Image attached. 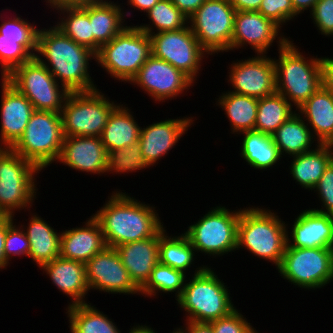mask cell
I'll use <instances>...</instances> for the list:
<instances>
[{
    "label": "cell",
    "mask_w": 333,
    "mask_h": 333,
    "mask_svg": "<svg viewBox=\"0 0 333 333\" xmlns=\"http://www.w3.org/2000/svg\"><path fill=\"white\" fill-rule=\"evenodd\" d=\"M27 225L19 224L29 242V258L39 269L60 255L61 232H57L37 213H31Z\"/></svg>",
    "instance_id": "83f0119b"
},
{
    "label": "cell",
    "mask_w": 333,
    "mask_h": 333,
    "mask_svg": "<svg viewBox=\"0 0 333 333\" xmlns=\"http://www.w3.org/2000/svg\"><path fill=\"white\" fill-rule=\"evenodd\" d=\"M186 17H191L206 0H170Z\"/></svg>",
    "instance_id": "f907efd6"
},
{
    "label": "cell",
    "mask_w": 333,
    "mask_h": 333,
    "mask_svg": "<svg viewBox=\"0 0 333 333\" xmlns=\"http://www.w3.org/2000/svg\"><path fill=\"white\" fill-rule=\"evenodd\" d=\"M107 149L101 137L64 136L60 155L55 163L85 174H106Z\"/></svg>",
    "instance_id": "44dd1931"
},
{
    "label": "cell",
    "mask_w": 333,
    "mask_h": 333,
    "mask_svg": "<svg viewBox=\"0 0 333 333\" xmlns=\"http://www.w3.org/2000/svg\"><path fill=\"white\" fill-rule=\"evenodd\" d=\"M111 0H104L99 3L89 4V18L93 33V52L96 54L100 47L107 44L118 35L126 26L127 17L132 14L128 7Z\"/></svg>",
    "instance_id": "484cf974"
},
{
    "label": "cell",
    "mask_w": 333,
    "mask_h": 333,
    "mask_svg": "<svg viewBox=\"0 0 333 333\" xmlns=\"http://www.w3.org/2000/svg\"><path fill=\"white\" fill-rule=\"evenodd\" d=\"M216 98V106L225 111L230 124V133L238 136L240 133L255 130L258 98L241 95L231 91H223ZM238 134V135H236Z\"/></svg>",
    "instance_id": "4dcf8cb0"
},
{
    "label": "cell",
    "mask_w": 333,
    "mask_h": 333,
    "mask_svg": "<svg viewBox=\"0 0 333 333\" xmlns=\"http://www.w3.org/2000/svg\"><path fill=\"white\" fill-rule=\"evenodd\" d=\"M297 112L319 144L333 142V93L321 86Z\"/></svg>",
    "instance_id": "4316f807"
},
{
    "label": "cell",
    "mask_w": 333,
    "mask_h": 333,
    "mask_svg": "<svg viewBox=\"0 0 333 333\" xmlns=\"http://www.w3.org/2000/svg\"><path fill=\"white\" fill-rule=\"evenodd\" d=\"M118 105L99 88L70 92L61 111L63 135L100 137L110 114Z\"/></svg>",
    "instance_id": "30bf717a"
},
{
    "label": "cell",
    "mask_w": 333,
    "mask_h": 333,
    "mask_svg": "<svg viewBox=\"0 0 333 333\" xmlns=\"http://www.w3.org/2000/svg\"><path fill=\"white\" fill-rule=\"evenodd\" d=\"M124 104L120 102L112 111L100 136L107 152L131 146L139 140L141 126L136 121L134 112Z\"/></svg>",
    "instance_id": "f546056e"
},
{
    "label": "cell",
    "mask_w": 333,
    "mask_h": 333,
    "mask_svg": "<svg viewBox=\"0 0 333 333\" xmlns=\"http://www.w3.org/2000/svg\"><path fill=\"white\" fill-rule=\"evenodd\" d=\"M40 270L43 274L46 273L59 292L70 297L71 301L67 306L88 303L86 298L90 291L85 263L58 256L44 264Z\"/></svg>",
    "instance_id": "d4e9b609"
},
{
    "label": "cell",
    "mask_w": 333,
    "mask_h": 333,
    "mask_svg": "<svg viewBox=\"0 0 333 333\" xmlns=\"http://www.w3.org/2000/svg\"><path fill=\"white\" fill-rule=\"evenodd\" d=\"M149 36L154 57L167 61L197 83L196 80L200 78L203 70L202 62L209 54L200 46L189 25L179 30L158 32Z\"/></svg>",
    "instance_id": "5bb4252c"
},
{
    "label": "cell",
    "mask_w": 333,
    "mask_h": 333,
    "mask_svg": "<svg viewBox=\"0 0 333 333\" xmlns=\"http://www.w3.org/2000/svg\"><path fill=\"white\" fill-rule=\"evenodd\" d=\"M35 110L61 113L70 92L36 57L15 68L6 78Z\"/></svg>",
    "instance_id": "7c38bea8"
},
{
    "label": "cell",
    "mask_w": 333,
    "mask_h": 333,
    "mask_svg": "<svg viewBox=\"0 0 333 333\" xmlns=\"http://www.w3.org/2000/svg\"><path fill=\"white\" fill-rule=\"evenodd\" d=\"M241 135L243 138L239 155L252 169L266 171L281 164L282 157L272 135L256 130L240 133L239 136Z\"/></svg>",
    "instance_id": "1f68e13d"
},
{
    "label": "cell",
    "mask_w": 333,
    "mask_h": 333,
    "mask_svg": "<svg viewBox=\"0 0 333 333\" xmlns=\"http://www.w3.org/2000/svg\"><path fill=\"white\" fill-rule=\"evenodd\" d=\"M5 216V214L0 210V220Z\"/></svg>",
    "instance_id": "94428289"
},
{
    "label": "cell",
    "mask_w": 333,
    "mask_h": 333,
    "mask_svg": "<svg viewBox=\"0 0 333 333\" xmlns=\"http://www.w3.org/2000/svg\"><path fill=\"white\" fill-rule=\"evenodd\" d=\"M317 1L318 0H291L294 10V19H296L298 15L304 14L305 11L308 13L309 10V13H311Z\"/></svg>",
    "instance_id": "f5cc1de1"
},
{
    "label": "cell",
    "mask_w": 333,
    "mask_h": 333,
    "mask_svg": "<svg viewBox=\"0 0 333 333\" xmlns=\"http://www.w3.org/2000/svg\"><path fill=\"white\" fill-rule=\"evenodd\" d=\"M278 275L296 288L317 290L333 281V248H295L286 245Z\"/></svg>",
    "instance_id": "8fae6325"
},
{
    "label": "cell",
    "mask_w": 333,
    "mask_h": 333,
    "mask_svg": "<svg viewBox=\"0 0 333 333\" xmlns=\"http://www.w3.org/2000/svg\"><path fill=\"white\" fill-rule=\"evenodd\" d=\"M187 277L184 272L159 262L153 268L147 282L140 288V296L150 299L156 298L161 293L166 295L174 293L177 300L182 294Z\"/></svg>",
    "instance_id": "74e56055"
},
{
    "label": "cell",
    "mask_w": 333,
    "mask_h": 333,
    "mask_svg": "<svg viewBox=\"0 0 333 333\" xmlns=\"http://www.w3.org/2000/svg\"><path fill=\"white\" fill-rule=\"evenodd\" d=\"M281 29L280 26L271 19L264 17L259 11H236L231 51L235 52V50L241 48L246 49L249 45L255 55L267 54L271 48L270 46L275 42L278 44L276 50L281 49L292 39L286 37Z\"/></svg>",
    "instance_id": "e0dca14e"
},
{
    "label": "cell",
    "mask_w": 333,
    "mask_h": 333,
    "mask_svg": "<svg viewBox=\"0 0 333 333\" xmlns=\"http://www.w3.org/2000/svg\"><path fill=\"white\" fill-rule=\"evenodd\" d=\"M150 167L145 162L141 146L137 142L131 146L115 149L107 152L106 173L107 174H129Z\"/></svg>",
    "instance_id": "60d3db41"
},
{
    "label": "cell",
    "mask_w": 333,
    "mask_h": 333,
    "mask_svg": "<svg viewBox=\"0 0 333 333\" xmlns=\"http://www.w3.org/2000/svg\"><path fill=\"white\" fill-rule=\"evenodd\" d=\"M313 193L316 192L320 207L310 208L319 213H325L333 215V166L331 163L325 169L324 174L319 179L316 186L313 188Z\"/></svg>",
    "instance_id": "bcb514c9"
},
{
    "label": "cell",
    "mask_w": 333,
    "mask_h": 333,
    "mask_svg": "<svg viewBox=\"0 0 333 333\" xmlns=\"http://www.w3.org/2000/svg\"><path fill=\"white\" fill-rule=\"evenodd\" d=\"M194 83L183 71L151 55L129 84L137 85L155 103H163L183 97Z\"/></svg>",
    "instance_id": "9a60e30c"
},
{
    "label": "cell",
    "mask_w": 333,
    "mask_h": 333,
    "mask_svg": "<svg viewBox=\"0 0 333 333\" xmlns=\"http://www.w3.org/2000/svg\"><path fill=\"white\" fill-rule=\"evenodd\" d=\"M37 39L1 38L0 34V74L6 78L15 68L35 57Z\"/></svg>",
    "instance_id": "ab89813d"
},
{
    "label": "cell",
    "mask_w": 333,
    "mask_h": 333,
    "mask_svg": "<svg viewBox=\"0 0 333 333\" xmlns=\"http://www.w3.org/2000/svg\"><path fill=\"white\" fill-rule=\"evenodd\" d=\"M209 323L214 333H256L258 331L237 308L229 315Z\"/></svg>",
    "instance_id": "ee69618b"
},
{
    "label": "cell",
    "mask_w": 333,
    "mask_h": 333,
    "mask_svg": "<svg viewBox=\"0 0 333 333\" xmlns=\"http://www.w3.org/2000/svg\"><path fill=\"white\" fill-rule=\"evenodd\" d=\"M250 206L240 213L237 250L246 249L260 260L273 263L277 269L286 249L290 224L268 207Z\"/></svg>",
    "instance_id": "3957f363"
},
{
    "label": "cell",
    "mask_w": 333,
    "mask_h": 333,
    "mask_svg": "<svg viewBox=\"0 0 333 333\" xmlns=\"http://www.w3.org/2000/svg\"><path fill=\"white\" fill-rule=\"evenodd\" d=\"M235 11H258L262 0H229Z\"/></svg>",
    "instance_id": "db71d44e"
},
{
    "label": "cell",
    "mask_w": 333,
    "mask_h": 333,
    "mask_svg": "<svg viewBox=\"0 0 333 333\" xmlns=\"http://www.w3.org/2000/svg\"><path fill=\"white\" fill-rule=\"evenodd\" d=\"M13 222L7 229V234L4 242V252L7 263L10 266L11 259L16 256H26L29 258L30 242L20 225Z\"/></svg>",
    "instance_id": "7bdbcfd3"
},
{
    "label": "cell",
    "mask_w": 333,
    "mask_h": 333,
    "mask_svg": "<svg viewBox=\"0 0 333 333\" xmlns=\"http://www.w3.org/2000/svg\"><path fill=\"white\" fill-rule=\"evenodd\" d=\"M144 15L149 19V24L141 23L136 26L148 35L179 30L188 26V17L170 0H159L153 8Z\"/></svg>",
    "instance_id": "f35d334b"
},
{
    "label": "cell",
    "mask_w": 333,
    "mask_h": 333,
    "mask_svg": "<svg viewBox=\"0 0 333 333\" xmlns=\"http://www.w3.org/2000/svg\"><path fill=\"white\" fill-rule=\"evenodd\" d=\"M132 327L131 329H129V333H157V331H155L152 327H150V325H143L141 323V325L138 324H134V326H130Z\"/></svg>",
    "instance_id": "6f0895ef"
},
{
    "label": "cell",
    "mask_w": 333,
    "mask_h": 333,
    "mask_svg": "<svg viewBox=\"0 0 333 333\" xmlns=\"http://www.w3.org/2000/svg\"><path fill=\"white\" fill-rule=\"evenodd\" d=\"M296 217L289 228L291 232L287 230L289 247L333 248V215L319 213L309 207Z\"/></svg>",
    "instance_id": "7402d4cb"
},
{
    "label": "cell",
    "mask_w": 333,
    "mask_h": 333,
    "mask_svg": "<svg viewBox=\"0 0 333 333\" xmlns=\"http://www.w3.org/2000/svg\"><path fill=\"white\" fill-rule=\"evenodd\" d=\"M174 330L171 332L170 330V333H184V331L180 328V327H176V328H173Z\"/></svg>",
    "instance_id": "91938a15"
},
{
    "label": "cell",
    "mask_w": 333,
    "mask_h": 333,
    "mask_svg": "<svg viewBox=\"0 0 333 333\" xmlns=\"http://www.w3.org/2000/svg\"><path fill=\"white\" fill-rule=\"evenodd\" d=\"M211 267L206 266L200 273L187 278L182 294L176 300L181 312H185L184 321L209 323L236 309L229 287Z\"/></svg>",
    "instance_id": "5b68a950"
},
{
    "label": "cell",
    "mask_w": 333,
    "mask_h": 333,
    "mask_svg": "<svg viewBox=\"0 0 333 333\" xmlns=\"http://www.w3.org/2000/svg\"><path fill=\"white\" fill-rule=\"evenodd\" d=\"M4 147L0 144V152H1V150L3 149Z\"/></svg>",
    "instance_id": "6125c7cd"
},
{
    "label": "cell",
    "mask_w": 333,
    "mask_h": 333,
    "mask_svg": "<svg viewBox=\"0 0 333 333\" xmlns=\"http://www.w3.org/2000/svg\"><path fill=\"white\" fill-rule=\"evenodd\" d=\"M55 14L60 13L55 26L77 44L93 51V33L89 18V4L79 6L50 7ZM57 11V12H56Z\"/></svg>",
    "instance_id": "e575fe53"
},
{
    "label": "cell",
    "mask_w": 333,
    "mask_h": 333,
    "mask_svg": "<svg viewBox=\"0 0 333 333\" xmlns=\"http://www.w3.org/2000/svg\"><path fill=\"white\" fill-rule=\"evenodd\" d=\"M272 139L282 158H291L312 151L319 145L298 112L293 114L272 134Z\"/></svg>",
    "instance_id": "f1b7e54d"
},
{
    "label": "cell",
    "mask_w": 333,
    "mask_h": 333,
    "mask_svg": "<svg viewBox=\"0 0 333 333\" xmlns=\"http://www.w3.org/2000/svg\"><path fill=\"white\" fill-rule=\"evenodd\" d=\"M289 174L293 181L304 190L312 192L325 169L330 164V151L327 144H319L314 150L292 156Z\"/></svg>",
    "instance_id": "d6a6232c"
},
{
    "label": "cell",
    "mask_w": 333,
    "mask_h": 333,
    "mask_svg": "<svg viewBox=\"0 0 333 333\" xmlns=\"http://www.w3.org/2000/svg\"><path fill=\"white\" fill-rule=\"evenodd\" d=\"M104 0H44L46 7H57V6H81L84 4L99 3Z\"/></svg>",
    "instance_id": "11a10c76"
},
{
    "label": "cell",
    "mask_w": 333,
    "mask_h": 333,
    "mask_svg": "<svg viewBox=\"0 0 333 333\" xmlns=\"http://www.w3.org/2000/svg\"><path fill=\"white\" fill-rule=\"evenodd\" d=\"M258 11L281 28L288 22L294 21L291 0H262Z\"/></svg>",
    "instance_id": "f6af8a7d"
},
{
    "label": "cell",
    "mask_w": 333,
    "mask_h": 333,
    "mask_svg": "<svg viewBox=\"0 0 333 333\" xmlns=\"http://www.w3.org/2000/svg\"><path fill=\"white\" fill-rule=\"evenodd\" d=\"M183 326H179L184 333H214L210 323L184 321Z\"/></svg>",
    "instance_id": "816d5d0a"
},
{
    "label": "cell",
    "mask_w": 333,
    "mask_h": 333,
    "mask_svg": "<svg viewBox=\"0 0 333 333\" xmlns=\"http://www.w3.org/2000/svg\"><path fill=\"white\" fill-rule=\"evenodd\" d=\"M254 56V57H253ZM248 59L232 61L228 67L227 82L233 93L263 98L277 92L273 57L257 54Z\"/></svg>",
    "instance_id": "2e32d148"
},
{
    "label": "cell",
    "mask_w": 333,
    "mask_h": 333,
    "mask_svg": "<svg viewBox=\"0 0 333 333\" xmlns=\"http://www.w3.org/2000/svg\"><path fill=\"white\" fill-rule=\"evenodd\" d=\"M63 139L61 113L35 110L23 135L12 149L45 171L57 161Z\"/></svg>",
    "instance_id": "9c48e42d"
},
{
    "label": "cell",
    "mask_w": 333,
    "mask_h": 333,
    "mask_svg": "<svg viewBox=\"0 0 333 333\" xmlns=\"http://www.w3.org/2000/svg\"><path fill=\"white\" fill-rule=\"evenodd\" d=\"M17 219L14 216L5 215L0 220V271L7 269L8 263L4 252V242L8 227Z\"/></svg>",
    "instance_id": "c3c4849f"
},
{
    "label": "cell",
    "mask_w": 333,
    "mask_h": 333,
    "mask_svg": "<svg viewBox=\"0 0 333 333\" xmlns=\"http://www.w3.org/2000/svg\"><path fill=\"white\" fill-rule=\"evenodd\" d=\"M329 146L330 151V163L333 166V142L327 144Z\"/></svg>",
    "instance_id": "680465c9"
},
{
    "label": "cell",
    "mask_w": 333,
    "mask_h": 333,
    "mask_svg": "<svg viewBox=\"0 0 333 333\" xmlns=\"http://www.w3.org/2000/svg\"><path fill=\"white\" fill-rule=\"evenodd\" d=\"M92 216L99 222L107 247L154 237L164 223L153 204L114 189L108 200Z\"/></svg>",
    "instance_id": "7a4b0ae2"
},
{
    "label": "cell",
    "mask_w": 333,
    "mask_h": 333,
    "mask_svg": "<svg viewBox=\"0 0 333 333\" xmlns=\"http://www.w3.org/2000/svg\"><path fill=\"white\" fill-rule=\"evenodd\" d=\"M86 219L82 227L61 231L59 256L86 264L107 247L99 222L92 215Z\"/></svg>",
    "instance_id": "603a6c76"
},
{
    "label": "cell",
    "mask_w": 333,
    "mask_h": 333,
    "mask_svg": "<svg viewBox=\"0 0 333 333\" xmlns=\"http://www.w3.org/2000/svg\"><path fill=\"white\" fill-rule=\"evenodd\" d=\"M282 96L275 92L269 96L258 98L255 130L272 135L297 110Z\"/></svg>",
    "instance_id": "8d00e7d4"
},
{
    "label": "cell",
    "mask_w": 333,
    "mask_h": 333,
    "mask_svg": "<svg viewBox=\"0 0 333 333\" xmlns=\"http://www.w3.org/2000/svg\"><path fill=\"white\" fill-rule=\"evenodd\" d=\"M41 170L12 148L0 152V210L14 216L22 210L30 211L38 193L36 178Z\"/></svg>",
    "instance_id": "52a82bcc"
},
{
    "label": "cell",
    "mask_w": 333,
    "mask_h": 333,
    "mask_svg": "<svg viewBox=\"0 0 333 333\" xmlns=\"http://www.w3.org/2000/svg\"><path fill=\"white\" fill-rule=\"evenodd\" d=\"M322 86L333 93V57H321Z\"/></svg>",
    "instance_id": "681fc988"
},
{
    "label": "cell",
    "mask_w": 333,
    "mask_h": 333,
    "mask_svg": "<svg viewBox=\"0 0 333 333\" xmlns=\"http://www.w3.org/2000/svg\"><path fill=\"white\" fill-rule=\"evenodd\" d=\"M166 231L164 226L154 237L115 247L130 279L139 289L147 282L153 268L159 263L160 237Z\"/></svg>",
    "instance_id": "cb8c5ba5"
},
{
    "label": "cell",
    "mask_w": 333,
    "mask_h": 333,
    "mask_svg": "<svg viewBox=\"0 0 333 333\" xmlns=\"http://www.w3.org/2000/svg\"><path fill=\"white\" fill-rule=\"evenodd\" d=\"M158 1L159 0H127L126 6L132 7L135 11L138 10V12L141 11V13L143 12V14H145L152 9Z\"/></svg>",
    "instance_id": "9f6ffc18"
},
{
    "label": "cell",
    "mask_w": 333,
    "mask_h": 333,
    "mask_svg": "<svg viewBox=\"0 0 333 333\" xmlns=\"http://www.w3.org/2000/svg\"><path fill=\"white\" fill-rule=\"evenodd\" d=\"M309 16L319 34L333 36V0H318Z\"/></svg>",
    "instance_id": "7dc6e473"
},
{
    "label": "cell",
    "mask_w": 333,
    "mask_h": 333,
    "mask_svg": "<svg viewBox=\"0 0 333 333\" xmlns=\"http://www.w3.org/2000/svg\"><path fill=\"white\" fill-rule=\"evenodd\" d=\"M2 14L0 13L1 38L37 39L39 27L35 26V21L31 23L29 20L23 19L19 14H15L14 17H8V15L4 17Z\"/></svg>",
    "instance_id": "b9f144b4"
},
{
    "label": "cell",
    "mask_w": 333,
    "mask_h": 333,
    "mask_svg": "<svg viewBox=\"0 0 333 333\" xmlns=\"http://www.w3.org/2000/svg\"><path fill=\"white\" fill-rule=\"evenodd\" d=\"M127 25L95 54L96 63L110 78L130 83L152 55L151 39L137 26Z\"/></svg>",
    "instance_id": "8992f818"
},
{
    "label": "cell",
    "mask_w": 333,
    "mask_h": 333,
    "mask_svg": "<svg viewBox=\"0 0 333 333\" xmlns=\"http://www.w3.org/2000/svg\"><path fill=\"white\" fill-rule=\"evenodd\" d=\"M293 41L278 49L273 61L277 92L297 110L322 86V73L320 57H306Z\"/></svg>",
    "instance_id": "277c9868"
},
{
    "label": "cell",
    "mask_w": 333,
    "mask_h": 333,
    "mask_svg": "<svg viewBox=\"0 0 333 333\" xmlns=\"http://www.w3.org/2000/svg\"><path fill=\"white\" fill-rule=\"evenodd\" d=\"M242 208L231 210L223 205L210 208L194 224L184 229L191 245L198 253L211 258L237 251L238 222Z\"/></svg>",
    "instance_id": "ba28073f"
},
{
    "label": "cell",
    "mask_w": 333,
    "mask_h": 333,
    "mask_svg": "<svg viewBox=\"0 0 333 333\" xmlns=\"http://www.w3.org/2000/svg\"><path fill=\"white\" fill-rule=\"evenodd\" d=\"M177 235L169 236L167 231L160 237L159 242V262L184 272L191 276L200 273L207 265L195 266V248L191 245L189 238L181 232ZM192 266L197 267L191 274ZM191 270V271H190ZM189 271V272H188ZM188 272V273H187Z\"/></svg>",
    "instance_id": "836d02e7"
},
{
    "label": "cell",
    "mask_w": 333,
    "mask_h": 333,
    "mask_svg": "<svg viewBox=\"0 0 333 333\" xmlns=\"http://www.w3.org/2000/svg\"><path fill=\"white\" fill-rule=\"evenodd\" d=\"M35 57L69 92L98 89L89 71L91 60L96 59L95 53L77 44L54 24L48 28H39Z\"/></svg>",
    "instance_id": "6da1fadb"
},
{
    "label": "cell",
    "mask_w": 333,
    "mask_h": 333,
    "mask_svg": "<svg viewBox=\"0 0 333 333\" xmlns=\"http://www.w3.org/2000/svg\"><path fill=\"white\" fill-rule=\"evenodd\" d=\"M70 333H121L114 320L92 303L70 305L66 308Z\"/></svg>",
    "instance_id": "d590c367"
},
{
    "label": "cell",
    "mask_w": 333,
    "mask_h": 333,
    "mask_svg": "<svg viewBox=\"0 0 333 333\" xmlns=\"http://www.w3.org/2000/svg\"><path fill=\"white\" fill-rule=\"evenodd\" d=\"M0 80V144L4 148H12L23 135L35 109L5 78Z\"/></svg>",
    "instance_id": "ffe728a7"
},
{
    "label": "cell",
    "mask_w": 333,
    "mask_h": 333,
    "mask_svg": "<svg viewBox=\"0 0 333 333\" xmlns=\"http://www.w3.org/2000/svg\"><path fill=\"white\" fill-rule=\"evenodd\" d=\"M194 116L168 118L141 127L138 143L145 162L149 167L158 165L166 157L194 124ZM187 131V132H186Z\"/></svg>",
    "instance_id": "d6986e66"
},
{
    "label": "cell",
    "mask_w": 333,
    "mask_h": 333,
    "mask_svg": "<svg viewBox=\"0 0 333 333\" xmlns=\"http://www.w3.org/2000/svg\"><path fill=\"white\" fill-rule=\"evenodd\" d=\"M85 265L89 291H99L109 295L110 293L140 295V289L130 279L115 248L106 247Z\"/></svg>",
    "instance_id": "ac0fdd59"
},
{
    "label": "cell",
    "mask_w": 333,
    "mask_h": 333,
    "mask_svg": "<svg viewBox=\"0 0 333 333\" xmlns=\"http://www.w3.org/2000/svg\"><path fill=\"white\" fill-rule=\"evenodd\" d=\"M235 14L229 0H206L188 18L191 31L209 55L231 51Z\"/></svg>",
    "instance_id": "4fadbf2b"
}]
</instances>
